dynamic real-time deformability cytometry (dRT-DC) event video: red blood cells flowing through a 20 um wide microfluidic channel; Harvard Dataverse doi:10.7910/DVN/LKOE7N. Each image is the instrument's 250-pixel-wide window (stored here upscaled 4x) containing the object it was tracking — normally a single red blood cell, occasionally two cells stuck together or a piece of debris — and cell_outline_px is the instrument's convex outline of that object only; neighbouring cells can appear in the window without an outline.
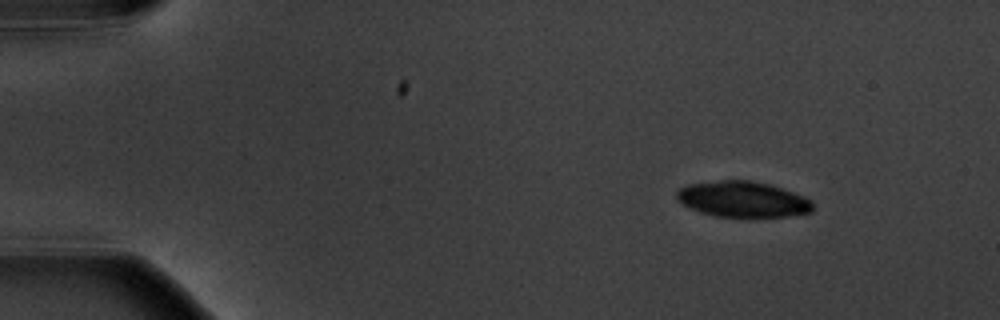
{"species": "common noctule bat (a hibernating species)", "species_latin": "Nyctalus noctula", "temperature_condition": "warm", "stored_images_in_passage": 5, "segment_of_instrument_passage": [1, 2], "camera_frame_rate_fps": 3000, "um_per_image_px": 0.085, "animal": {"sex": "male", "body_mass_g": 20.1, "forearm_length_mm": 53.5}, "frame": {"image": 1, "passage_image": 2, "time_ms": 1.0, "image_size_px": [1000, 320], "cell_outline_px": [[812, 212], [784, 216], [716, 216], [700, 212], [676, 200], [676, 192], [680, 188], [688, 184], [720, 180], [752, 180], [768, 184], [804, 196], [812, 200]], "centroid_in_image_um": [63.11, 16.92], "position_along_channel_um": 21.9, "area_um2": 28.03}}